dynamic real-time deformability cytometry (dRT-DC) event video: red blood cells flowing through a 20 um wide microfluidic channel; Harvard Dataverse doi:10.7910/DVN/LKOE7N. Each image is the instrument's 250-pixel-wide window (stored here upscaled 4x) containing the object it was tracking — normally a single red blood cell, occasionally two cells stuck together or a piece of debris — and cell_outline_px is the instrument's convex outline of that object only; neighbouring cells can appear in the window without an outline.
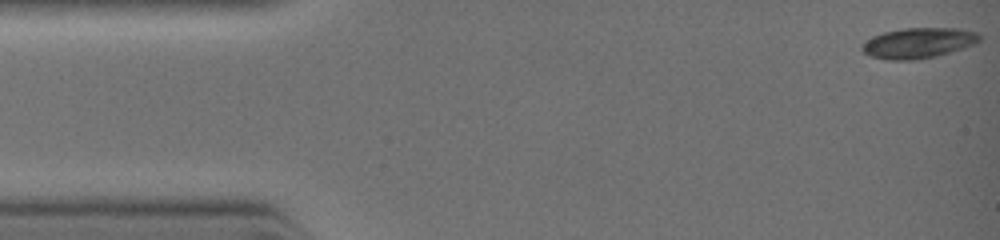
{"species": "common noctule bat (a hibernating species)", "species_latin": "Nyctalus noctula", "temperature_condition": "warm", "stored_images_in_passage": 5, "camera_frame_rate_fps": 3000, "um_per_image_px": 0.085, "animal": {"sex": "female", "body_mass_g": 19.0, "forearm_length_mm": 51.5}, "frame": {"image": 1, "passage_image": 1, "time_ms": 0.0, "image_size_px": [1000, 240], "cell_outline_px": [[980, 40], [972, 44], [936, 56], [916, 60], [888, 60], [872, 56], [864, 52], [860, 48], [872, 36], [884, 32], [904, 28], [956, 28], [976, 32], [980, 36]], "centroid_in_image_um": [78.03, 3.65], "position_along_channel_um": 7.0, "area_um2": 20.46}}